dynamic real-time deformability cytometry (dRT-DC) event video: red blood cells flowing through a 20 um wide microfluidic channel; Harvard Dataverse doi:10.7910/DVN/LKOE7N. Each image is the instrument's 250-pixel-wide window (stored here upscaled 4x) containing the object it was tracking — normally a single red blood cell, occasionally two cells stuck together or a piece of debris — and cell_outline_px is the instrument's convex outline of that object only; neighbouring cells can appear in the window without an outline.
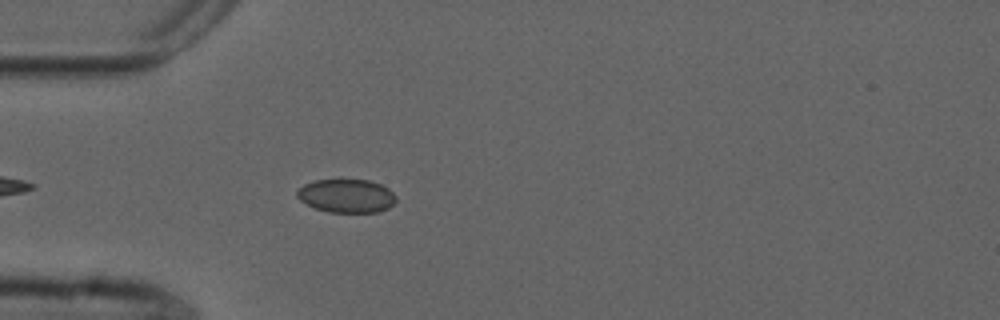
{"species": "common noctule bat (a hibernating species)", "species_latin": "Nyctalus noctula", "temperature_condition": "cold", "stored_images_in_passage": 10, "camera_frame_rate_fps": 3000, "um_per_image_px": 0.085, "animal": {"sex": "male", "forearm_length_mm": 52.5}, "frame": {"image": 1, "passage_image": 6, "time_ms": 1.667, "image_size_px": [1000, 320], "cell_outline_px": [[396, 200], [388, 208], [376, 212], [328, 212], [316, 208], [300, 200], [296, 196], [296, 192], [304, 184], [316, 180], [368, 180], [380, 184], [388, 188], [396, 196]], "centroid_in_image_um": [29.45, 16.65], "position_along_channel_um": 55.5, "area_um2": 19.13}}